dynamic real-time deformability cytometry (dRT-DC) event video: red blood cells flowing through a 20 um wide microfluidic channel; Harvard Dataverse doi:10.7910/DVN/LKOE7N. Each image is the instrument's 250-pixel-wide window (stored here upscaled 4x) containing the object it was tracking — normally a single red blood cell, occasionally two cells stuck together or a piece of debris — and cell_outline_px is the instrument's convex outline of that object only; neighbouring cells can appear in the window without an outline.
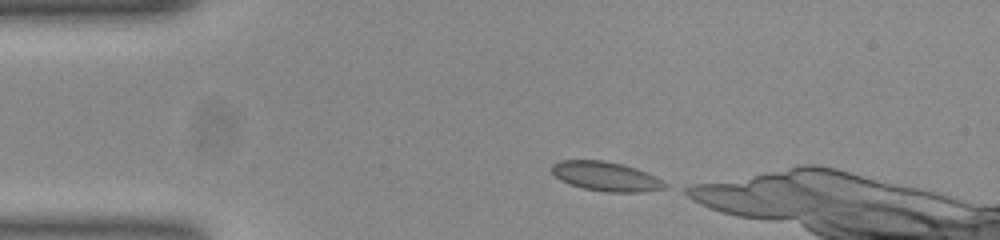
{"species": "common noctule bat (a hibernating species)", "species_latin": "Nyctalus noctula", "temperature_condition": "room temperature", "stored_images_in_passage": 13, "camera_frame_rate_fps": 3000, "um_per_image_px": 0.085, "animal": {"sex": "female", "body_mass_g": 23.0, "forearm_length_mm": 53.4}, "frame": {"image": 1, "passage_image": 1, "time_ms": 0.0, "image_size_px": [1000, 240], "cell_outline_px": [[668, 184], [664, 188], [636, 192], [608, 192], [584, 188], [560, 180], [552, 172], [552, 164], [560, 160], [604, 160], [620, 164], [644, 172]], "centroid_in_image_um": [51.43, 14.98], "position_along_channel_um": 33.6, "area_um2": 18.73}}
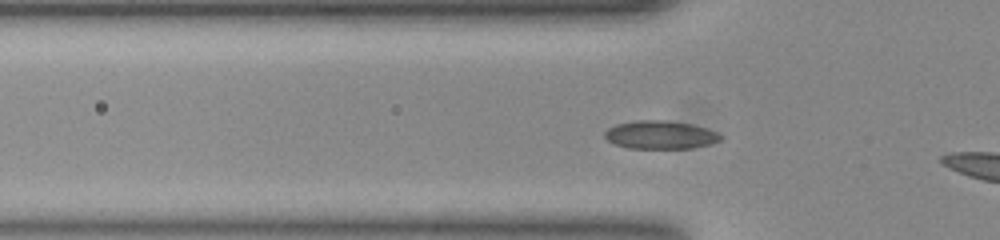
{"frame": {"image": 2, "passage_image": 7, "time_ms": 2.0, "image_size_px": [1000, 240], "cell_outline_px": [[720, 140], [708, 144], [692, 148], [628, 148], [616, 144], [608, 140], [604, 136], [604, 132], [608, 128], [616, 124], [636, 120], [664, 120], [692, 124], [716, 132], [720, 136]], "centroid_in_image_um": [56.08, 11.45], "position_along_channel_um": 69.7, "area_um2": 18.79}}
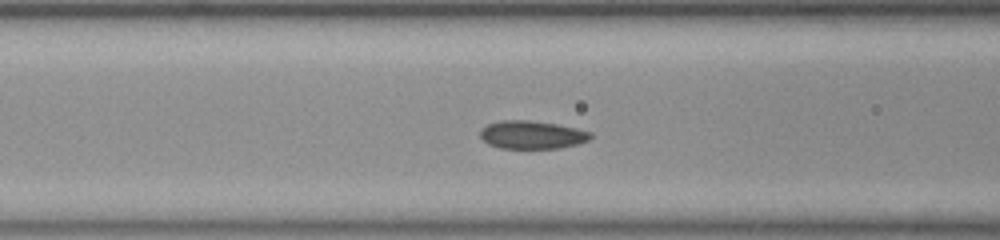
{"frame": {"image": 3, "passage_image": 11, "time_ms": 3.333, "image_size_px": [1000, 240], "cell_outline_px": [[592, 136], [588, 140], [576, 144], [560, 148], [500, 148], [488, 144], [480, 136], [480, 132], [488, 124], [500, 120], [528, 120], [556, 124], [592, 132]], "centroid_in_image_um": [45.21, 11.46], "position_along_channel_um": 121.4, "area_um2": 17.86}}